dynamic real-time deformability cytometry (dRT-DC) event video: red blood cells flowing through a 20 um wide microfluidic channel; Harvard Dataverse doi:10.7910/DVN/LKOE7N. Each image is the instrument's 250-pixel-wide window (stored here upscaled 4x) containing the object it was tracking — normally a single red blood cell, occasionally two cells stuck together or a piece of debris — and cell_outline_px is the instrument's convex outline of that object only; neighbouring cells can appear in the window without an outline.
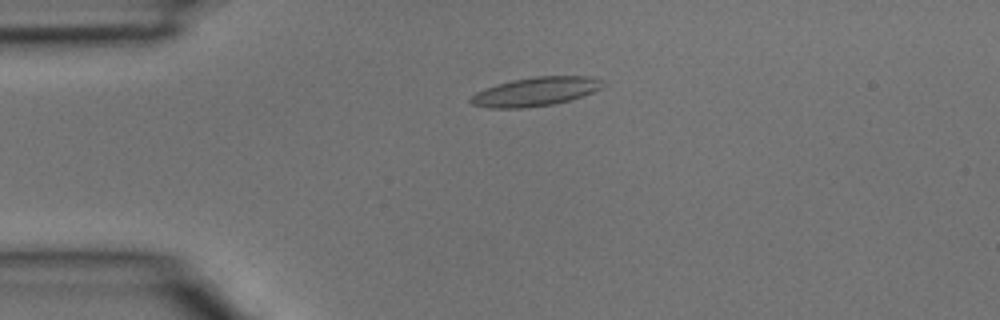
{"species": "common noctule bat (a hibernating species)", "species_latin": "Nyctalus noctula", "temperature_condition": "room temperature", "stored_images_in_passage": 4, "camera_frame_rate_fps": 3000, "um_per_image_px": 0.085, "animal": {"sex": "male", "body_mass_g": 15.6}, "frame": {"image": 1, "passage_image": 3, "time_ms": 0.667, "image_size_px": [1000, 320], "cell_outline_px": [[604, 84], [600, 88], [592, 92], [568, 100], [552, 104], [524, 108], [488, 108], [472, 104], [468, 100], [476, 92], [496, 84], [512, 80], [536, 76], [588, 76], [600, 80]], "centroid_in_image_um": [45.47, 7.79], "position_along_channel_um": 39.5, "area_um2": 21.91}}